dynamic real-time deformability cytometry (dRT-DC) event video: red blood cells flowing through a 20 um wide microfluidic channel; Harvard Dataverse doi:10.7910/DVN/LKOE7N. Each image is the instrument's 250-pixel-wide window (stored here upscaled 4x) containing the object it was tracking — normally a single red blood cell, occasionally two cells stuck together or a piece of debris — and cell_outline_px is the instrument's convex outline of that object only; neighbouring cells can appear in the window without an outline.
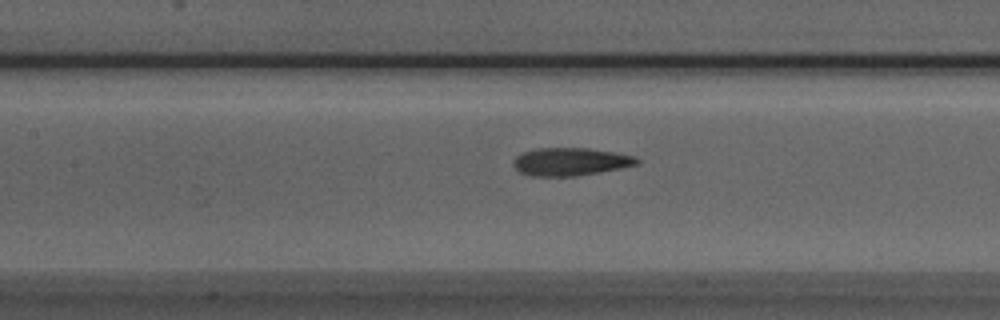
{"species": "Egyptian fruit bat (a non-hibernating species)", "species_latin": "Rousettus aegyptiacus", "temperature_condition": "room temperature", "stored_images_in_passage": 42, "camera_frame_rate_fps": 3000, "um_per_image_px": 0.085, "animal": {"sex": "male"}, "frame": {"image": 1, "passage_image": 23, "time_ms": 7.333, "image_size_px": [1000, 320], "cell_outline_px": [[640, 164], [600, 172], [576, 176], [532, 176], [520, 172], [512, 164], [512, 160], [516, 156], [524, 152], [536, 148], [588, 148], [612, 152], [632, 156], [640, 160]], "centroid_in_image_um": [48.46, 13.75], "position_along_channel_um": 158.9, "area_um2": 20.0}}
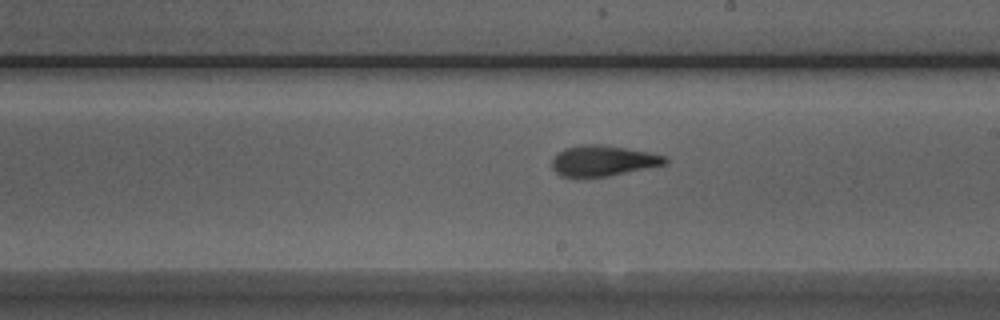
{"frame": {"image": 2, "passage_image": 29, "time_ms": 9.333, "image_size_px": [1000, 320], "cell_outline_px": [[668, 164], [608, 176], [576, 180], [560, 176], [552, 168], [552, 160], [564, 148], [580, 144], [600, 144], [648, 152], [668, 156]], "centroid_in_image_um": [51.23, 13.7], "position_along_channel_um": 237.8, "area_um2": 20.75}}
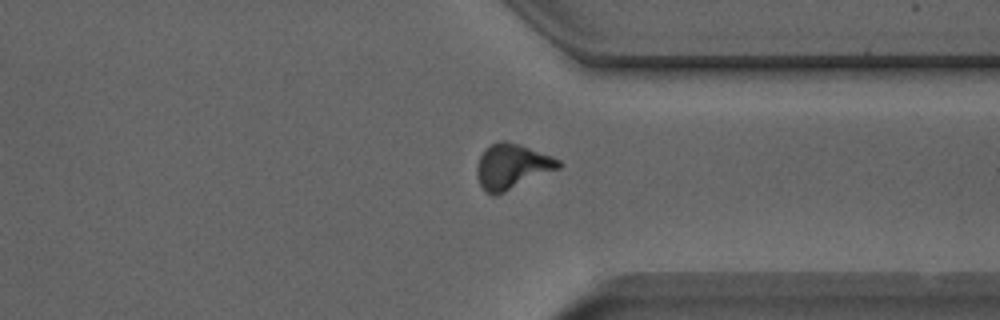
{"frame": {"image": 3, "passage_image": 39, "time_ms": 12.667, "image_size_px": [1000, 320], "cell_outline_px": [[564, 164], [560, 168], [496, 196], [492, 196], [480, 184], [476, 176], [476, 168], [480, 156], [484, 148], [500, 140], [504, 140], [552, 156], [560, 160]], "centroid_in_image_um": [43.51, 14.16], "position_along_channel_um": 367.9, "area_um2": 21.39}}